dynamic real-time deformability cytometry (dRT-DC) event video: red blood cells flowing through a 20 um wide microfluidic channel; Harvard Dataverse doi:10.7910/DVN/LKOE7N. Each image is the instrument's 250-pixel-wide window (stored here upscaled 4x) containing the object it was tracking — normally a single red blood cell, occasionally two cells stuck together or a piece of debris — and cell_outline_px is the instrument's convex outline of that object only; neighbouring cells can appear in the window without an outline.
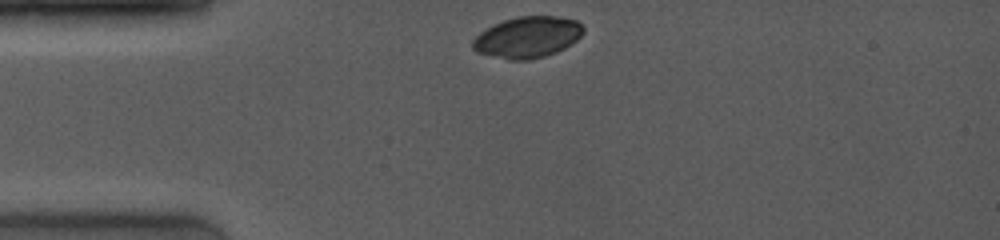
{"species": "common noctule bat (a hibernating species)", "species_latin": "Nyctalus noctula", "temperature_condition": "room temperature", "stored_images_in_passage": 41, "camera_frame_rate_fps": 4000, "um_per_image_px": 0.085, "animal": {"sex": "female", "body_mass_g": 19.0, "forearm_length_mm": 53.3}, "frame": {"image": 1, "passage_image": 1, "time_ms": 0.0, "image_size_px": [1000, 240], "cell_outline_px": [[584, 32], [572, 44], [556, 52], [544, 56], [528, 60], [508, 60], [476, 52], [472, 48], [472, 40], [480, 32], [504, 20], [520, 16], [560, 16], [576, 20], [584, 28]], "centroid_in_image_um": [44.85, 3.17], "position_along_channel_um": 40.2, "area_um2": 26.53}}
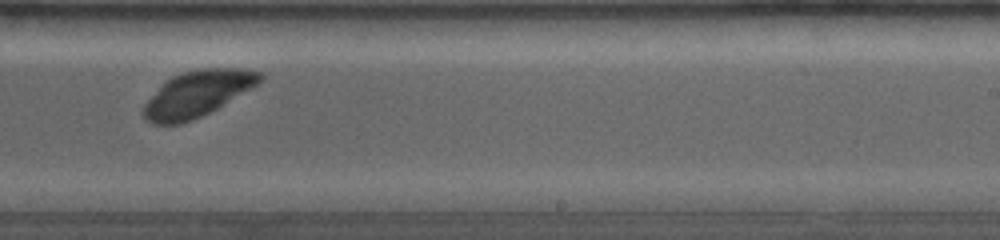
{"frame": {"image": 2, "passage_image": 27, "time_ms": 6.5, "image_size_px": [1000, 240], "cell_outline_px": [[264, 80], [216, 108], [192, 120], [180, 124], [152, 124], [144, 120], [144, 104], [164, 80], [172, 76], [184, 72], [200, 68], [240, 68], [260, 72], [264, 76]], "centroid_in_image_um": [16.75, 7.96], "position_along_channel_um": 272.3, "area_um2": 30.87}}
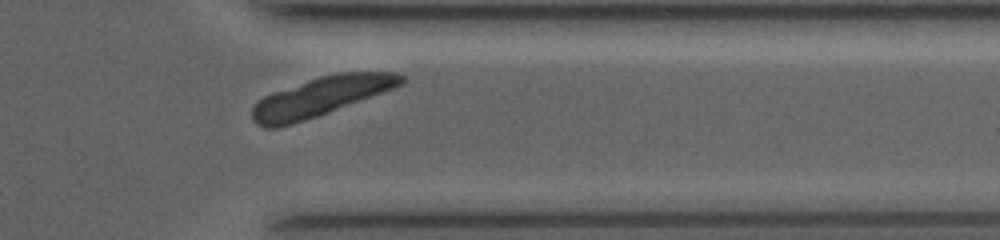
{"frame": {"image": 3, "passage_image": 38, "time_ms": 9.25, "image_size_px": [1000, 240], "cell_outline_px": [[404, 84], [328, 112], [280, 128], [264, 128], [256, 124], [252, 120], [252, 108], [264, 96], [272, 92], [320, 76], [336, 72], [396, 72], [404, 76]], "centroid_in_image_um": [27.24, 8.21], "position_along_channel_um": 384.2, "area_um2": 33.58}}